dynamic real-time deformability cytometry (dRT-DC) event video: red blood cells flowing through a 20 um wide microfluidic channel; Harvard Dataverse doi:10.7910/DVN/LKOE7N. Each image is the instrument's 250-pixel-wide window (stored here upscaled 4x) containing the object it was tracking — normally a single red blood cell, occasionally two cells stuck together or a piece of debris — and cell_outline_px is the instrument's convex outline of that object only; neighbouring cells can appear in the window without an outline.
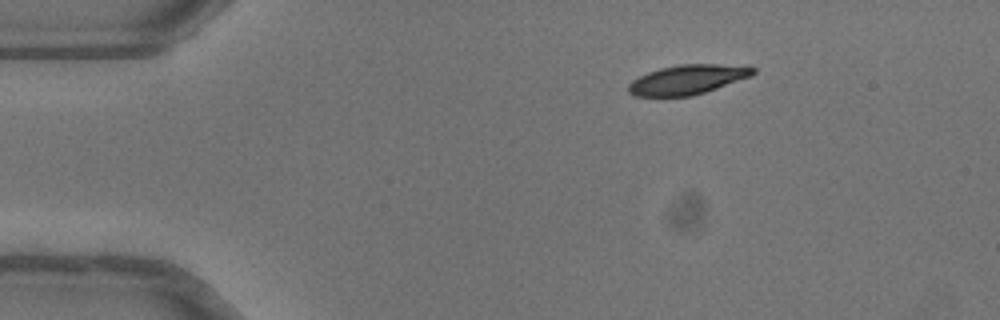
{"species": "common noctule bat (a hibernating species)", "species_latin": "Nyctalus noctula", "temperature_condition": "warm", "stored_images_in_passage": 44, "camera_frame_rate_fps": 3000, "um_per_image_px": 0.085, "animal": {"sex": "female"}, "frame": {"image": 1, "passage_image": 1, "time_ms": 0.0, "image_size_px": [1000, 320], "cell_outline_px": [[756, 72], [752, 76], [692, 96], [636, 96], [628, 92], [628, 84], [632, 80], [648, 72], [660, 68], [676, 64], [716, 64], [756, 68]], "centroid_in_image_um": [58.41, 6.76], "position_along_channel_um": 26.6, "area_um2": 21.27}}
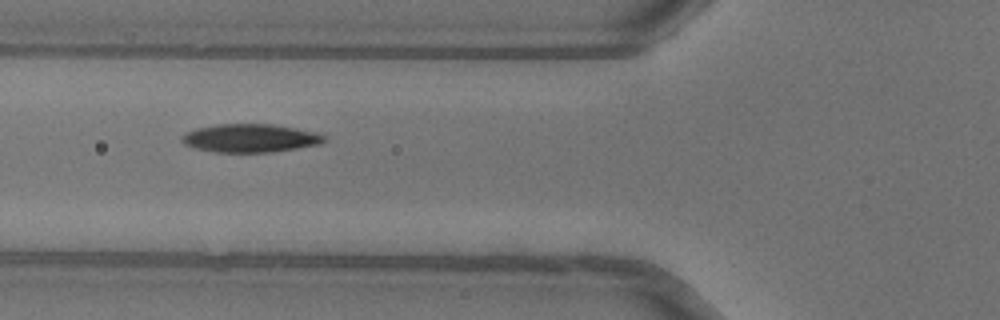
{"frame": {"image": 2, "passage_image": 12, "time_ms": 3.667, "image_size_px": [1000, 320], "cell_outline_px": [[328, 140], [320, 144], [272, 152], [216, 152], [196, 148], [184, 144], [180, 140], [180, 136], [184, 132], [196, 128], [220, 124], [272, 124], [324, 132]], "centroid_in_image_um": [21.33, 11.73], "position_along_channel_um": 104.5, "area_um2": 23.87}}
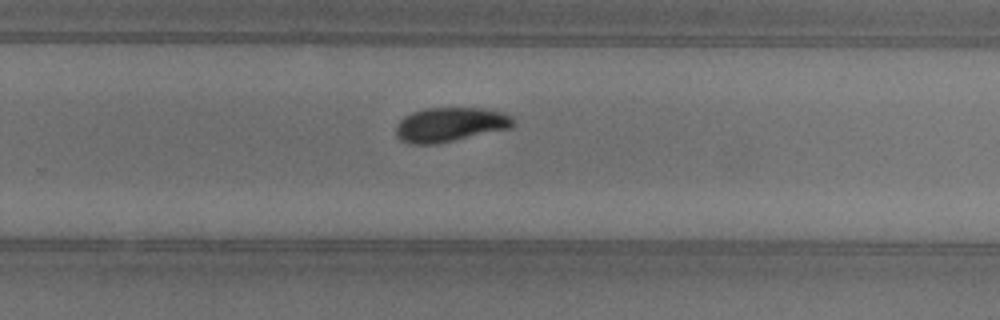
{"frame": {"image": 3, "passage_image": 26, "time_ms": 8.333, "image_size_px": [1000, 320], "cell_outline_px": [[516, 124], [512, 128], [436, 144], [412, 144], [400, 140], [396, 136], [396, 128], [400, 120], [404, 116], [412, 112], [424, 108], [484, 108], [504, 112], [512, 116], [516, 120]], "centroid_in_image_um": [38.31, 10.58], "position_along_channel_um": 291.5, "area_um2": 23.76}, "authors_computed_cell_mechanics": {"area_um2": 23.2645, "velocity_mm_per_s": 4.0159, "shape_relaxation_time_tau1_ms": 3.1129, "shape_relaxation_time_tau2_ms": 5.7969, "deformation_change_tau1": 0.126, "deformation_change_tau2": 0.1032}}